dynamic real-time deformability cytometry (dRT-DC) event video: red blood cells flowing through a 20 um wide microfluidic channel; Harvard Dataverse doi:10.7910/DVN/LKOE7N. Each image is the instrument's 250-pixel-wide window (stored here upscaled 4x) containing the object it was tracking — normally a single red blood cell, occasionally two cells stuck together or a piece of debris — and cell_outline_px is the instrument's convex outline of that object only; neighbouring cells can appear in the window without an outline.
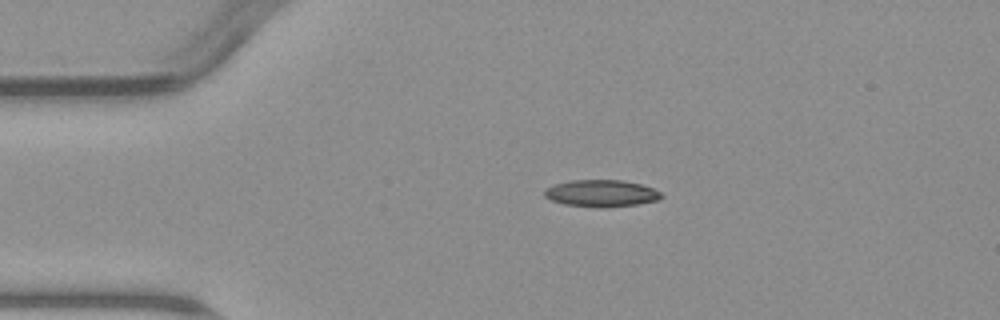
{"species": "common noctule bat (a hibernating species)", "species_latin": "Nyctalus noctula", "temperature_condition": "warm", "stored_images_in_passage": 2, "camera_frame_rate_fps": 3000, "um_per_image_px": 0.085, "animal": {"sex": "male", "body_mass_g": 23.1, "forearm_length_mm": 52.7}, "frame": {"image": 1, "passage_image": 1, "time_ms": 0.0, "image_size_px": [1000, 320], "cell_outline_px": [[664, 196], [656, 200], [636, 204], [604, 208], [600, 208], [564, 204], [552, 200], [544, 196], [544, 188], [556, 184], [572, 180], [620, 180], [640, 184], [652, 188], [660, 192]], "centroid_in_image_um": [51.09, 16.43], "position_along_channel_um": 33.9, "area_um2": 18.21}}